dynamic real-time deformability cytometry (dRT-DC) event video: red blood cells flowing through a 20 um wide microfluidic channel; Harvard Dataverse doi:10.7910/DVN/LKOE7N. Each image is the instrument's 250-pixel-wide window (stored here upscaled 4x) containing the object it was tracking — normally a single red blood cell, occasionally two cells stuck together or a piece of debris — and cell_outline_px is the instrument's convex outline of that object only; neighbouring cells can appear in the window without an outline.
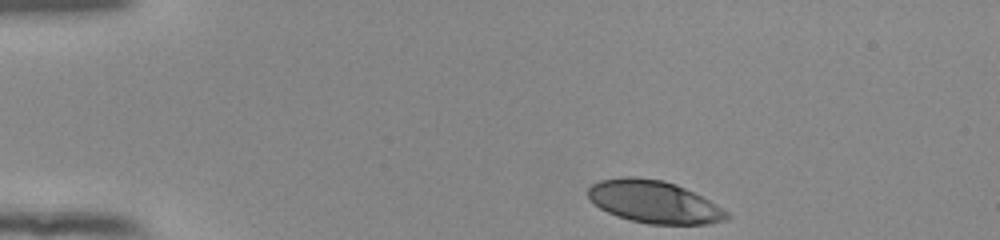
{"species": "human", "species_latin": "Homo sapiens", "temperature_condition": "room temperature", "stored_images_in_passage": 38, "camera_frame_rate_fps": 3000, "um_per_image_px": 0.085, "donor": {"sex": "female"}, "frame": {"image": 1, "passage_image": 1, "time_ms": 0.0, "image_size_px": [1000, 240], "cell_outline_px": [[732, 216], [728, 220], [708, 224], [648, 224], [616, 216], [600, 208], [588, 200], [588, 188], [592, 184], [600, 180], [624, 176], [632, 176], [664, 180], [676, 184], [716, 204], [728, 212]], "centroid_in_image_um": [55.58, 17.16], "position_along_channel_um": 29.4, "area_um2": 34.39}}
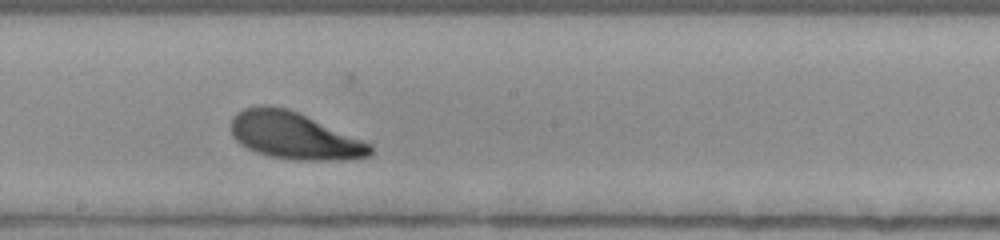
{"frame": {"image": 2, "passage_image": 22, "time_ms": 7.0, "image_size_px": [1000, 240], "cell_outline_px": [[372, 152], [368, 156], [344, 160], [300, 160], [272, 156], [256, 152], [240, 144], [232, 136], [232, 116], [236, 112], [244, 108], [256, 104], [264, 104], [288, 108], [372, 144]], "centroid_in_image_um": [24.97, 11.51], "position_along_channel_um": 223.2, "area_um2": 37.97}}
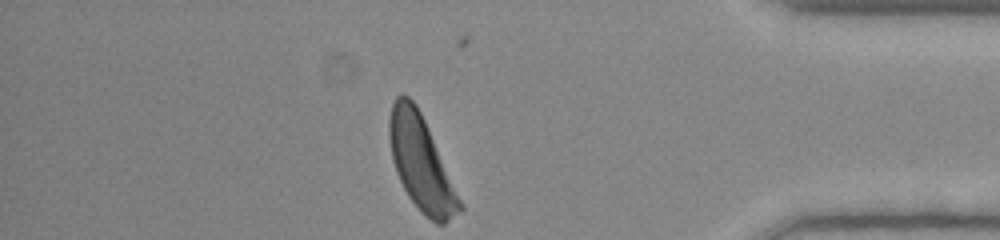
{"frame": {"image": 3, "passage_image": 38, "time_ms": 12.333, "image_size_px": [1000, 240], "cell_outline_px": [[464, 208], [460, 212], [444, 224], [436, 224], [424, 216], [420, 212], [408, 196], [396, 172], [392, 160], [388, 136], [388, 120], [392, 104], [396, 96], [408, 96], [416, 104], [424, 120]], "centroid_in_image_um": [35.76, 13.9], "position_along_channel_um": 399.4, "area_um2": 38.09}, "authors_computed_cell_mechanics": {"area_um2": 37.57, "velocity_mm_per_s": 3.8311, "shape_relaxation_time_tau1_ms": 1.3865, "shape_relaxation_time_tau2_ms": 7.5625, "deformation_change_tau1": 0.0901, "deformation_change_tau2": 0.1552}}